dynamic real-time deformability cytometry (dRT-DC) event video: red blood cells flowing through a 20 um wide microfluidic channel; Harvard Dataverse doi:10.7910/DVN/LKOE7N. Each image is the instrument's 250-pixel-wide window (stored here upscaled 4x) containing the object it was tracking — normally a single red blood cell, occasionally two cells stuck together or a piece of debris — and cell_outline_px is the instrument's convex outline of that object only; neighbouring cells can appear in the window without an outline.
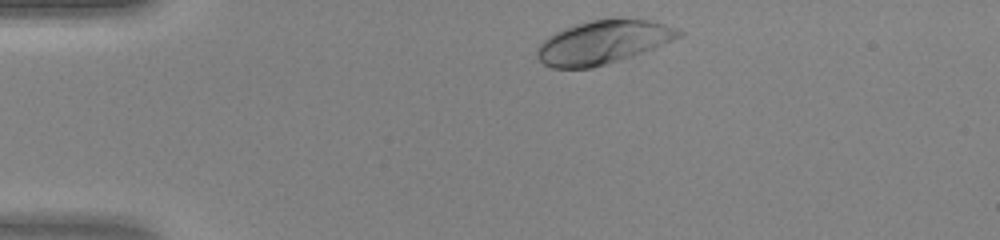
{"species": "human", "species_latin": "Homo sapiens", "temperature_condition": "warm", "stored_images_in_passage": 31, "camera_frame_rate_fps": 3000, "um_per_image_px": 0.085, "donor": {"sex": "female"}, "frame": {"image": 1, "passage_image": 1, "time_ms": 0.0, "image_size_px": [1000, 240], "cell_outline_px": [[684, 32], [680, 36], [672, 40], [632, 56], [620, 60], [592, 68], [552, 68], [544, 64], [536, 56], [536, 48], [548, 36], [564, 28], [576, 24], [592, 20], [612, 16], [648, 20], [664, 24], [676, 28]], "centroid_in_image_um": [51.23, 3.57], "position_along_channel_um": 33.8, "area_um2": 36.01}}
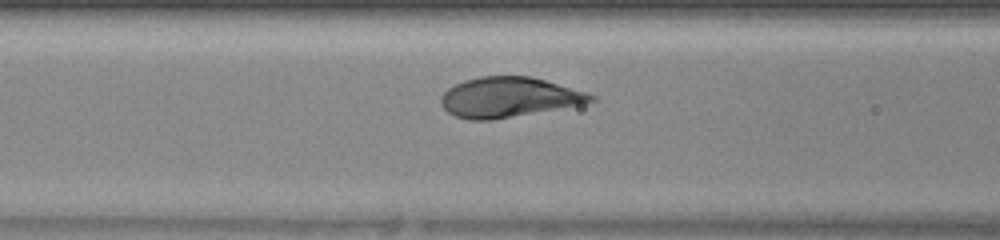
{"frame": {"image": 2, "passage_image": 11, "time_ms": 3.333, "image_size_px": [1000, 240], "cell_outline_px": [[596, 100], [580, 104], [492, 120], [472, 120], [456, 116], [448, 112], [440, 104], [440, 96], [448, 88], [464, 80], [480, 76], [532, 76], [584, 92], [596, 96]], "centroid_in_image_um": [43.18, 8.26], "position_along_channel_um": 123.4, "area_um2": 34.51}}
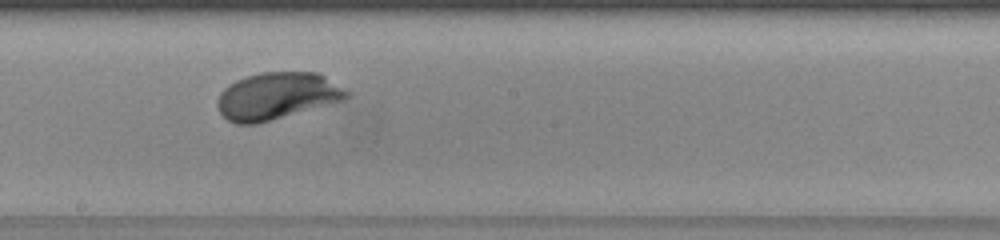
{"frame": {"image": 3, "passage_image": 18, "time_ms": 5.667, "image_size_px": [1000, 240], "cell_outline_px": [[348, 100], [256, 124], [236, 124], [228, 120], [220, 112], [216, 104], [220, 92], [228, 84], [236, 80], [260, 72], [320, 72], [348, 92]], "centroid_in_image_um": [23.55, 8.16], "position_along_channel_um": 224.7, "area_um2": 35.6}}